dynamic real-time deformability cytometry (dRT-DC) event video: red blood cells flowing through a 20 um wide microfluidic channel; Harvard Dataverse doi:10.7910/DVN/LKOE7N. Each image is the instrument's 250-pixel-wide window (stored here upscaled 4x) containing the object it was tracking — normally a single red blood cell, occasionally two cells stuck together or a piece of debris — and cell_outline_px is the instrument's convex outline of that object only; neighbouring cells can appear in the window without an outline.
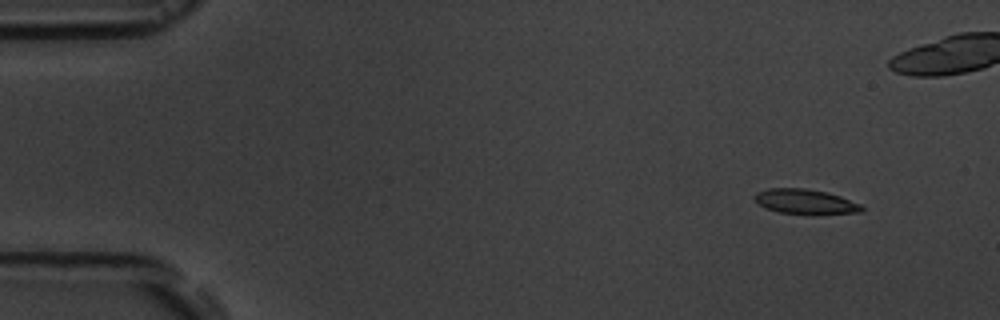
{"species": "common noctule bat (a hibernating species)", "species_latin": "Nyctalus noctula", "temperature_condition": "room temperature", "stored_images_in_passage": 5, "camera_frame_rate_fps": 3000, "um_per_image_px": 0.085, "animal": {"sex": "male", "body_mass_g": 19.5, "forearm_length_mm": 54.6}, "frame": {"image": 1, "passage_image": 2, "time_ms": 1.0, "image_size_px": [1000, 320], "cell_outline_px": [[864, 208], [860, 212], [816, 216], [812, 216], [780, 212], [764, 208], [756, 204], [752, 196], [756, 192], [768, 188], [804, 188], [828, 192], [840, 196], [860, 204]], "centroid_in_image_um": [68.42, 17.16], "position_along_channel_um": 16.6, "area_um2": 16.18}}